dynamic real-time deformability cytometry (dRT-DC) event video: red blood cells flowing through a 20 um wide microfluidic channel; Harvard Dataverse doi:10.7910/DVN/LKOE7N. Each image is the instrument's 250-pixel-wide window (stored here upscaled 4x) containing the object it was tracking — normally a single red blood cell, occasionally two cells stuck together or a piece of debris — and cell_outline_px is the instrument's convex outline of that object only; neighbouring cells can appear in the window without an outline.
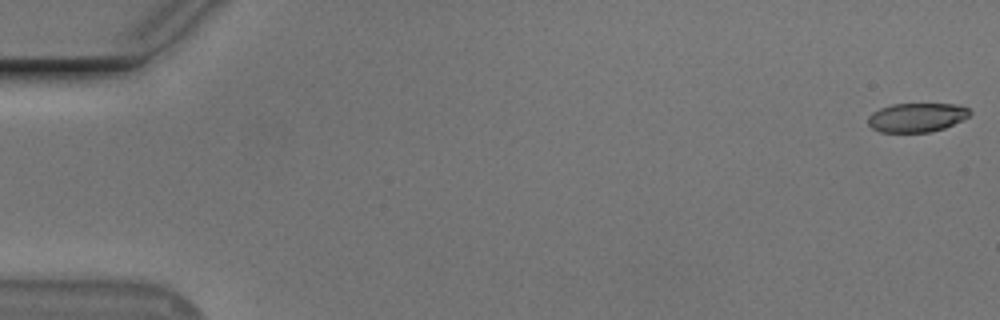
{"species": "Egyptian fruit bat (a non-hibernating species)", "species_latin": "Rousettus aegyptiacus", "temperature_condition": "cold", "stored_images_in_passage": 56, "camera_frame_rate_fps": 3000, "um_per_image_px": 0.085, "animal": {"sex": "male"}, "frame": {"image": 1, "passage_image": 1, "time_ms": 0.0, "image_size_px": [1000, 320], "cell_outline_px": [[972, 112], [968, 116], [944, 128], [928, 132], [880, 132], [872, 128], [868, 124], [868, 116], [872, 112], [880, 108], [892, 104], [956, 104], [968, 108]], "centroid_in_image_um": [77.89, 9.98], "position_along_channel_um": 7.1, "area_um2": 17.11}}
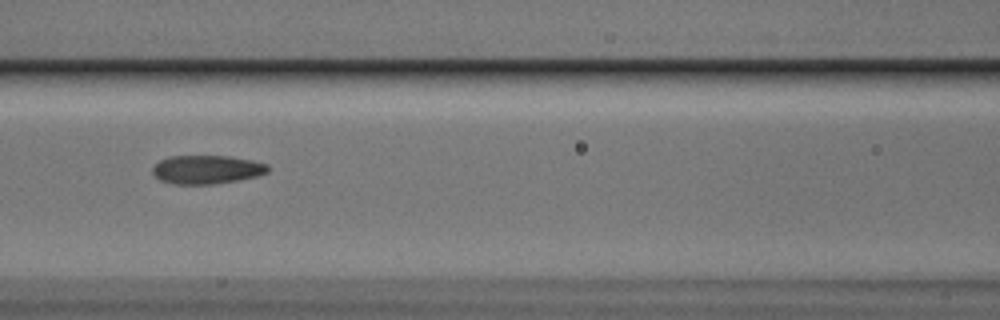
{"frame": {"image": 2, "passage_image": 25, "time_ms": 8.0, "image_size_px": [1000, 320], "cell_outline_px": [[268, 172], [256, 176], [236, 180], [212, 184], [172, 184], [160, 180], [152, 172], [152, 168], [160, 160], [168, 156], [228, 156], [268, 164]], "centroid_in_image_um": [17.53, 14.41], "position_along_channel_um": 149.1, "area_um2": 19.02}}
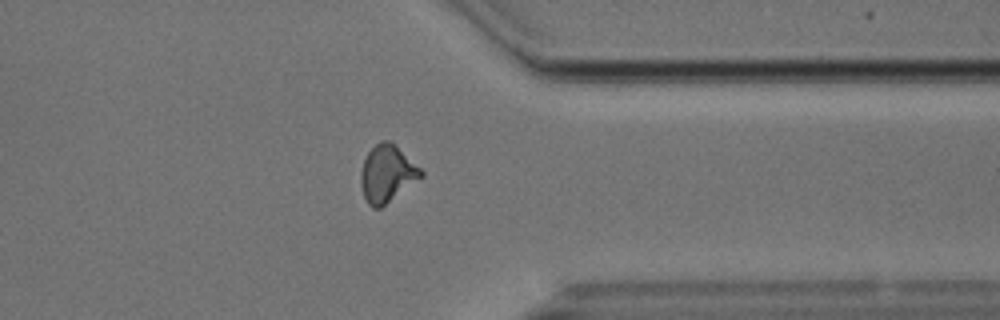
{"frame": {"image": 3, "passage_image": 44, "time_ms": 14.333, "image_size_px": [1000, 320], "cell_outline_px": [[424, 176], [380, 208], [372, 208], [368, 204], [364, 196], [360, 180], [360, 176], [364, 160], [368, 152], [380, 140], [388, 140], [420, 168], [424, 172]], "centroid_in_image_um": [32.89, 14.78], "position_along_channel_um": 378.5, "area_um2": 19.59}, "authors_computed_cell_mechanics": {"area_um2": 19.0162, "velocity_mm_per_s": 3.713, "shape_relaxation_time_tau1_ms": 8.9657, "shape_relaxation_time_tau2_ms": 2.1502, "deformation_change_tau1": 0.1982, "deformation_change_tau2": 0.079}}